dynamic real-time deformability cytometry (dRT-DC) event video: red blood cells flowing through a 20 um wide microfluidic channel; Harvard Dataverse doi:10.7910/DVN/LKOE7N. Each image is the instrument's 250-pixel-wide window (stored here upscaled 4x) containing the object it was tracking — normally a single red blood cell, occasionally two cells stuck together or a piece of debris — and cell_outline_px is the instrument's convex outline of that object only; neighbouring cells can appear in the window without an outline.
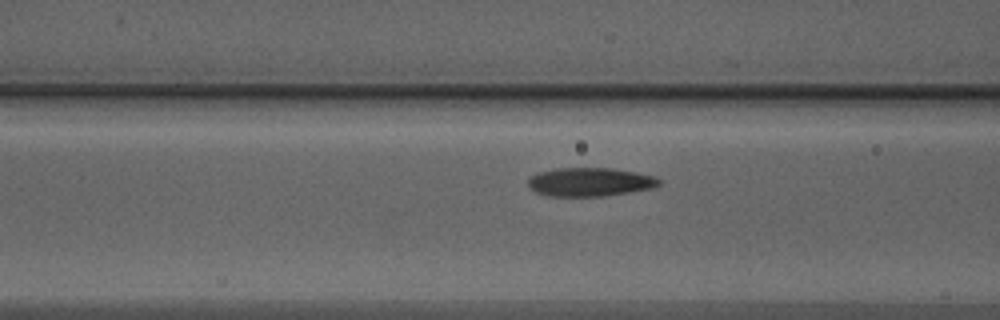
{"species": "Egyptian fruit bat (a non-hibernating species)", "species_latin": "Rousettus aegyptiacus", "temperature_condition": "warm", "stored_images_in_passage": 8, "camera_frame_rate_fps": 3000, "um_per_image_px": 0.085, "animal": {"sex": "male"}, "frame": {"image": 1, "passage_image": 6, "time_ms": 1.667, "image_size_px": [1000, 320], "cell_outline_px": [[660, 184], [652, 188], [604, 196], [548, 196], [536, 192], [528, 184], [528, 180], [532, 176], [540, 172], [556, 168], [612, 168], [636, 172], [652, 176], [660, 180]], "centroid_in_image_um": [50.14, 15.47], "position_along_channel_um": 116.5, "area_um2": 21.62}}